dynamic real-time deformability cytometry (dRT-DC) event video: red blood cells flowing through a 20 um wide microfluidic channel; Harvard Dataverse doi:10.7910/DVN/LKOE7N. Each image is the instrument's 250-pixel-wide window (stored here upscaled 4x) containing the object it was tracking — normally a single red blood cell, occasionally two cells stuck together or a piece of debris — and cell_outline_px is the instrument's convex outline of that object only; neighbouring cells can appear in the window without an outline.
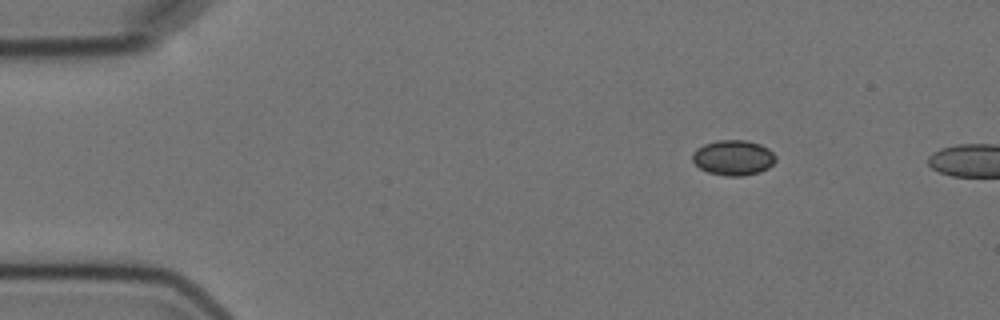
{"species": "Egyptian fruit bat (a non-hibernating species)", "species_latin": "Rousettus aegyptiacus", "temperature_condition": "cold", "stored_images_in_passage": 2, "camera_frame_rate_fps": 3000, "um_per_image_px": 0.085, "animal": {"sex": "female"}, "frame": {"image": 1, "passage_image": 1, "time_ms": 0.0, "image_size_px": [1000, 320], "cell_outline_px": [[776, 160], [768, 168], [760, 172], [744, 176], [728, 176], [708, 172], [700, 168], [692, 160], [692, 152], [696, 148], [704, 144], [716, 140], [744, 140], [760, 144], [768, 148], [776, 156]], "centroid_in_image_um": [62.32, 13.4], "position_along_channel_um": 22.7, "area_um2": 17.17}}